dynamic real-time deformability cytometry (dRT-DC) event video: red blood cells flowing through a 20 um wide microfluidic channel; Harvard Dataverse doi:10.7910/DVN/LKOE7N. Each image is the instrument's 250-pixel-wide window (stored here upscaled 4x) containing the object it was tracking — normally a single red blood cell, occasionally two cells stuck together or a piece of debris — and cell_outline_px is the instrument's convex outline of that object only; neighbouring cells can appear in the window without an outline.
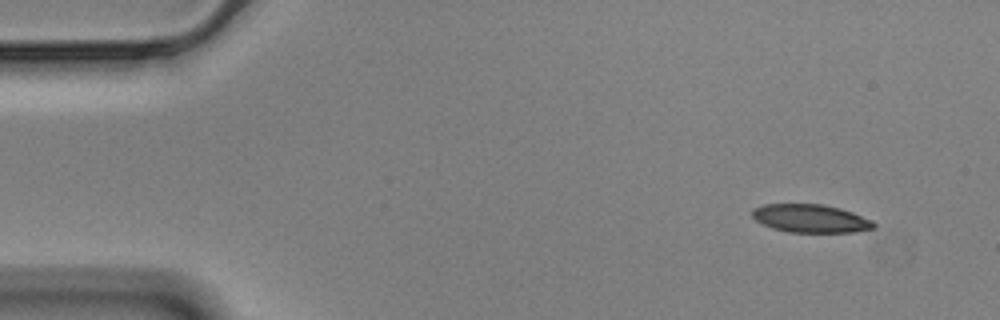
{"species": "Egyptian fruit bat (a non-hibernating species)", "species_latin": "Rousettus aegyptiacus", "temperature_condition": "cold", "stored_images_in_passage": 3, "segment_of_instrument_passage": [2, 2], "camera_frame_rate_fps": 3000, "um_per_image_px": 0.085, "animal": {"sex": "male"}, "frame": {"image": 1, "passage_image": 3, "time_ms": 0.667, "image_size_px": [1000, 320], "cell_outline_px": [[876, 224], [872, 228], [856, 232], [788, 232], [772, 228], [756, 220], [752, 216], [752, 208], [764, 204], [824, 204], [840, 208], [852, 212], [872, 220]], "centroid_in_image_um": [68.89, 18.56], "position_along_channel_um": 16.1, "area_um2": 19.94}}